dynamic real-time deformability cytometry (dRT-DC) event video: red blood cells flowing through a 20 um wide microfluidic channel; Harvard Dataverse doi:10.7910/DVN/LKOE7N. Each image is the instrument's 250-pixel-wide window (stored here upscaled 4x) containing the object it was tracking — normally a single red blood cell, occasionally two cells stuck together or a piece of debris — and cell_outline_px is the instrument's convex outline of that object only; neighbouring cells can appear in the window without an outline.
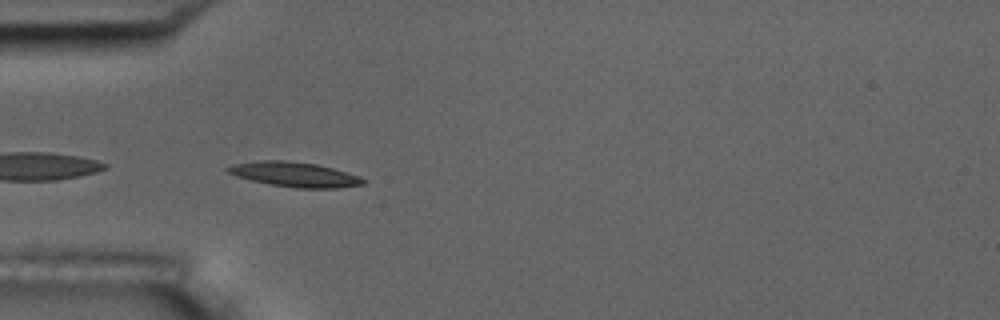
{"species": "common noctule bat (a hibernating species)", "species_latin": "Nyctalus noctula", "temperature_condition": "room temperature", "stored_images_in_passage": 5, "camera_frame_rate_fps": 3000, "um_per_image_px": 0.085, "animal": {"sex": "male", "body_mass_g": 17.5, "forearm_length_mm": 52.3}, "frame": {"image": 1, "passage_image": 4, "time_ms": 3.667, "image_size_px": [1000, 320], "cell_outline_px": [[368, 180], [364, 184], [336, 188], [296, 188], [268, 184], [236, 176], [228, 172], [224, 168], [232, 164], [260, 160], [288, 160], [316, 164], [332, 168], [360, 176]], "centroid_in_image_um": [25.04, 14.82], "position_along_channel_um": 60.0, "area_um2": 19.65}}